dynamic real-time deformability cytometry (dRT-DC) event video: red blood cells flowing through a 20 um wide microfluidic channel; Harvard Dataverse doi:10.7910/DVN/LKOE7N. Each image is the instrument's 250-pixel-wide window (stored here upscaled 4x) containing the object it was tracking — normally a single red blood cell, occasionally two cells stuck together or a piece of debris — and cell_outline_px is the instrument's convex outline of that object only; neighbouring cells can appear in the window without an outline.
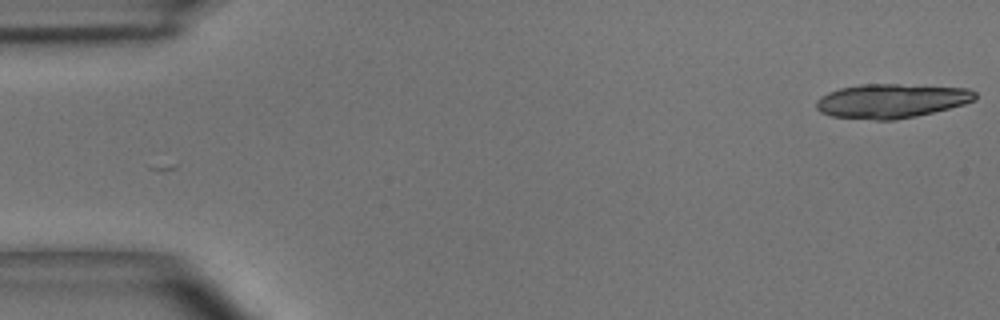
{"species": "common noctule bat (a hibernating species)", "species_latin": "Nyctalus noctula", "temperature_condition": "room temperature", "stored_images_in_passage": 17, "camera_frame_rate_fps": 3000, "um_per_image_px": 0.085, "animal": {"sex": "male", "body_mass_g": 15.6}, "frame": {"image": 1, "passage_image": 1, "time_ms": 0.0, "image_size_px": [1000, 320], "cell_outline_px": [[976, 100], [964, 104], [916, 116], [896, 120], [876, 120], [832, 116], [820, 112], [816, 108], [816, 100], [820, 96], [828, 92], [840, 88], [860, 84], [900, 84], [968, 88], [976, 92]], "centroid_in_image_um": [75.75, 8.57], "position_along_channel_um": 9.2, "area_um2": 31.73}}